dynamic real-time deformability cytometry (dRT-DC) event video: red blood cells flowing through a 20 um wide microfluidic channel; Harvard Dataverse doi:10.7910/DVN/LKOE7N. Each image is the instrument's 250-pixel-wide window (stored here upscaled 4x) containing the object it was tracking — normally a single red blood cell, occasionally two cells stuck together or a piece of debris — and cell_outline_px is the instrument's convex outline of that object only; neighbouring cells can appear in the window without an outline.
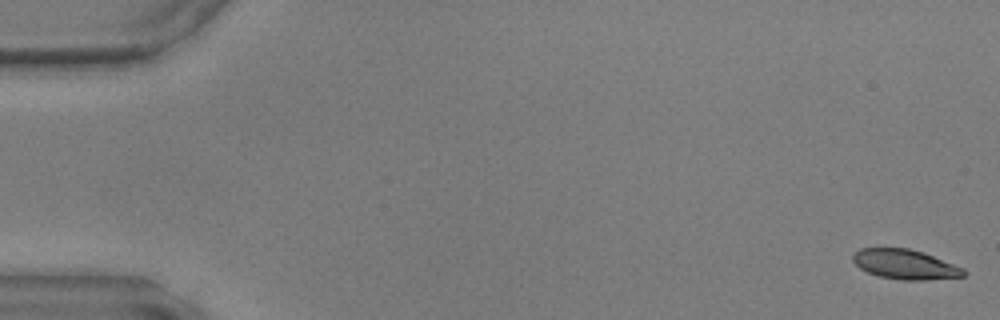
{"species": "common noctule bat (a hibernating species)", "species_latin": "Nyctalus noctula", "temperature_condition": "warm", "stored_images_in_passage": 29, "camera_frame_rate_fps": 3000, "um_per_image_px": 0.085, "animal": {"sex": "male", "body_mass_g": 17.9, "forearm_length_mm": 54.2}, "frame": {"image": 1, "passage_image": 1, "time_ms": 0.0, "image_size_px": [1000, 320], "cell_outline_px": [[968, 272], [964, 276], [924, 280], [900, 280], [880, 276], [868, 272], [860, 268], [852, 260], [852, 256], [860, 248], [908, 248], [924, 252], [964, 268]], "centroid_in_image_um": [76.96, 22.47], "position_along_channel_um": 8.0, "area_um2": 19.19}}